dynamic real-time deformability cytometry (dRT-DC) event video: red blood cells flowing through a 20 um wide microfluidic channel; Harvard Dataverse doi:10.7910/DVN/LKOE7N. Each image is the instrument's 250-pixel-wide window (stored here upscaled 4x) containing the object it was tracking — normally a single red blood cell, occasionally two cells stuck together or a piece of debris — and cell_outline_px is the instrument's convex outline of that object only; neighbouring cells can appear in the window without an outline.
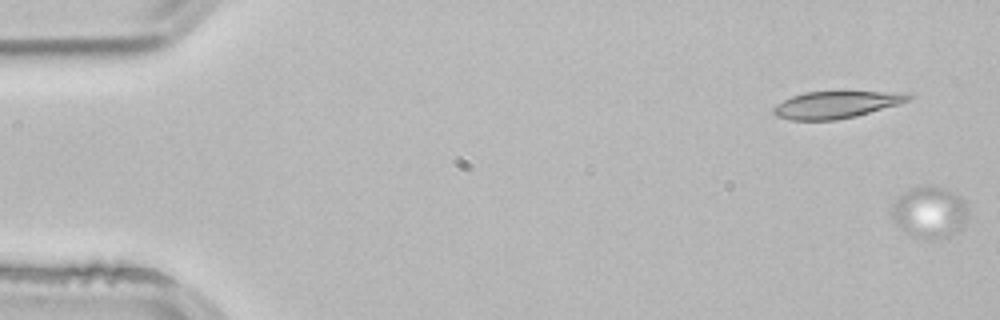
{"species": "common noctule bat (a hibernating species)", "species_latin": "Nyctalus noctula", "temperature_condition": "room temperature", "stored_images_in_passage": 5, "camera_frame_rate_fps": 3000, "um_per_image_px": 0.085, "animal": {"sex": "male", "body_mass_g": 21.5, "forearm_length_mm": 52.0}, "frame": {"image": 1, "passage_image": 1, "time_ms": 0.0, "image_size_px": [1000, 320], "cell_outline_px": [[968, 212], [960, 228], [952, 232], [932, 240], [916, 236], [900, 228], [896, 224], [888, 212], [896, 196], [912, 188], [940, 188], [952, 192], [964, 200], [968, 204]], "centroid_in_image_um": [78.94, 18.03], "position_along_channel_um": 6.1, "area_um2": 22.25}}
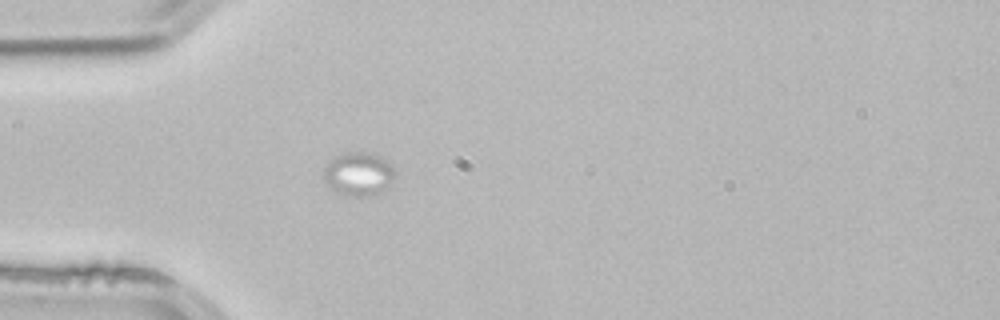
{"frame": {"image": 2, "passage_image": 5, "time_ms": 1.333, "image_size_px": [1000, 320], "cell_outline_px": [[392, 180], [388, 188], [384, 192], [372, 196], [348, 196], [336, 192], [324, 180], [324, 168], [336, 156], [348, 152], [364, 152], [380, 156], [392, 164]], "centroid_in_image_um": [30.49, 14.81], "position_along_channel_um": 54.5, "area_um2": 17.92}}